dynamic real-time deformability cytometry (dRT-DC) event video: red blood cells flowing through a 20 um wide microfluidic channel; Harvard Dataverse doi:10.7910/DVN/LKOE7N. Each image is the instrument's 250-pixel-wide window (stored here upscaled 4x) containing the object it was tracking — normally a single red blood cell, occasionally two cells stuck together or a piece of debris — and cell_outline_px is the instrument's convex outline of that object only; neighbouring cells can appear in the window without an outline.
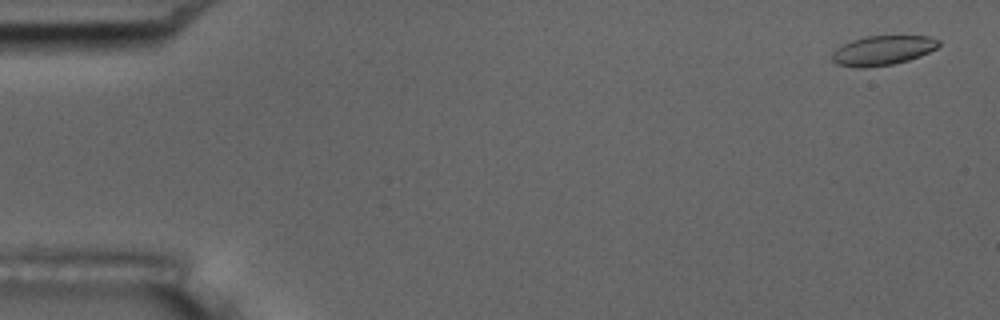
{"species": "common noctule bat (a hibernating species)", "species_latin": "Nyctalus noctula", "temperature_condition": "room temperature", "stored_images_in_passage": 55, "camera_frame_rate_fps": 3000, "um_per_image_px": 0.085, "animal": {"sex": "male", "body_mass_g": 17.5, "forearm_length_mm": 52.3}, "frame": {"image": 1, "passage_image": 2, "time_ms": 0.333, "image_size_px": [1000, 320], "cell_outline_px": [[940, 44], [936, 48], [920, 56], [908, 60], [892, 64], [864, 68], [860, 68], [836, 64], [832, 60], [832, 52], [836, 48], [852, 40], [864, 36], [928, 36], [940, 40]], "centroid_in_image_um": [75.01, 4.28], "position_along_channel_um": 10.0, "area_um2": 18.32}}
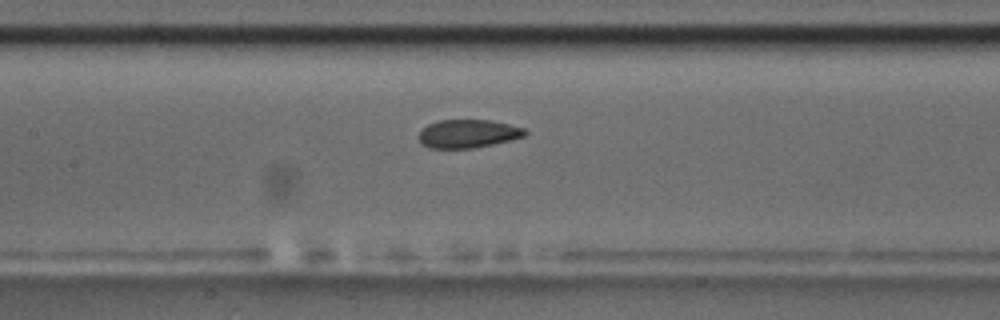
{"frame": {"image": 2, "passage_image": 26, "time_ms": 8.333, "image_size_px": [1000, 320], "cell_outline_px": [[528, 132], [524, 136], [512, 140], [472, 148], [428, 148], [420, 140], [420, 132], [428, 124], [436, 120], [492, 120], [524, 128]], "centroid_in_image_um": [39.81, 11.35], "position_along_channel_um": 167.6, "area_um2": 17.4}}
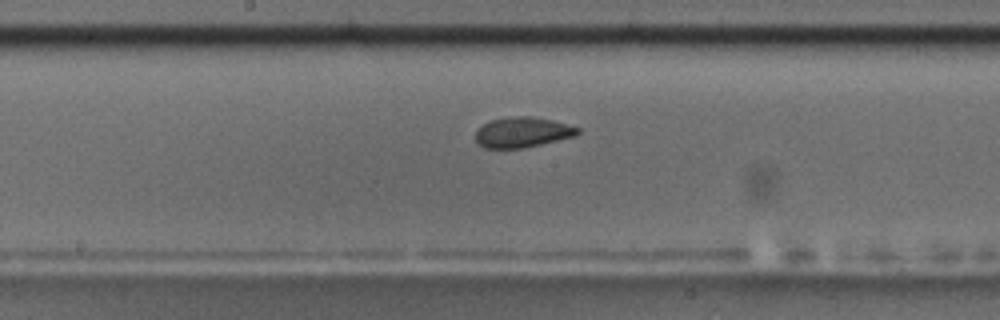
{"frame": {"image": 3, "passage_image": 29, "time_ms": 9.333, "image_size_px": [1000, 320], "cell_outline_px": [[580, 132], [576, 136], [524, 148], [484, 148], [476, 140], [476, 128], [492, 120], [512, 116], [532, 116], [552, 120], [580, 128]], "centroid_in_image_um": [44.42, 11.24], "position_along_channel_um": 203.8, "area_um2": 18.03}, "authors_computed_cell_mechanics": {"area_um2": 18.785, "velocity_mm_per_s": 3.6458, "shape_relaxation_time_tau1_ms": 5.3349, "shape_relaxation_time_tau2_ms": 1.2889, "deformation_change_tau1": 0.1206, "deformation_change_tau2": 0.0531}}